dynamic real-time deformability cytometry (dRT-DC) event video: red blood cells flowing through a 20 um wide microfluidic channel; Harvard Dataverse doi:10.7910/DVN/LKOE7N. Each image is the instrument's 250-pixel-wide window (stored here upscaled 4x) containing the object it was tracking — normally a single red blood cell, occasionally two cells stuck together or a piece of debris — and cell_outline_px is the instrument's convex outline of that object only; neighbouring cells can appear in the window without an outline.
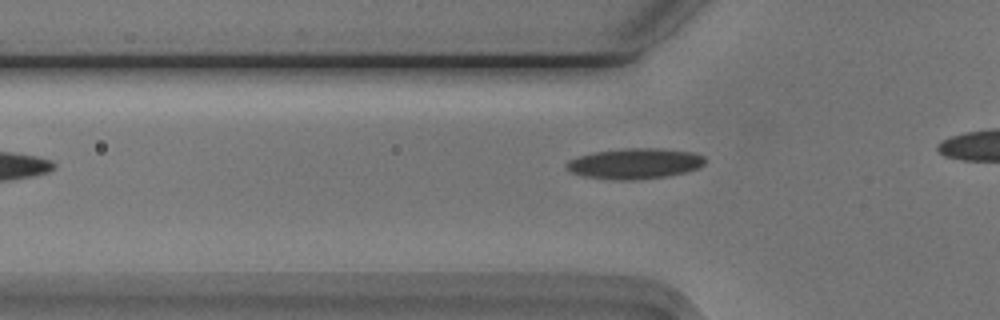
{"species": "Egyptian fruit bat (a non-hibernating species)", "species_latin": "Rousettus aegyptiacus", "temperature_condition": "cold", "stored_images_in_passage": 10, "camera_frame_rate_fps": 3000, "um_per_image_px": 0.085, "animal": {"sex": "male"}, "frame": {"image": 1, "passage_image": 4, "time_ms": 1.0, "image_size_px": [1000, 320], "cell_outline_px": [[708, 160], [700, 168], [668, 176], [632, 180], [616, 180], [584, 176], [572, 172], [564, 168], [564, 164], [568, 160], [580, 156], [596, 152], [624, 148], [660, 148], [692, 152], [704, 156]], "centroid_in_image_um": [53.98, 13.9], "position_along_channel_um": 71.8, "area_um2": 24.8}}
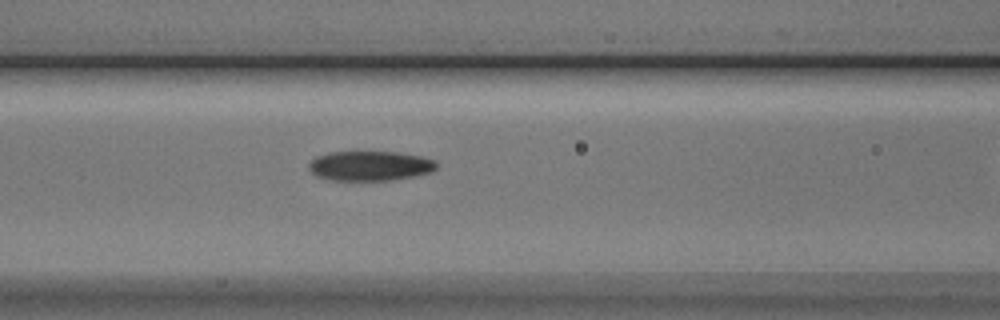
{"frame": {"image": 2, "passage_image": 9, "time_ms": 2.667, "image_size_px": [1000, 320], "cell_outline_px": [[436, 168], [432, 172], [416, 176], [392, 180], [328, 180], [316, 176], [308, 168], [308, 164], [316, 156], [328, 152], [396, 152], [420, 156], [436, 160]], "centroid_in_image_um": [31.44, 14.1], "position_along_channel_um": 135.2, "area_um2": 22.25}}